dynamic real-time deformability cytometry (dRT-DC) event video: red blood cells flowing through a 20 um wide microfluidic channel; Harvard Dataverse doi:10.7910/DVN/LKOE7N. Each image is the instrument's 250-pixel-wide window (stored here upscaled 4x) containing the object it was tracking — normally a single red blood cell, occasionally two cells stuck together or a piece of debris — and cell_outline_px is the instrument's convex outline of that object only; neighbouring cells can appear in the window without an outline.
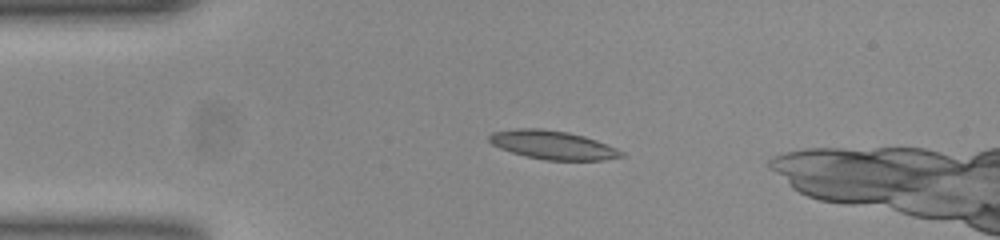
{"species": "common noctule bat (a hibernating species)", "species_latin": "Nyctalus noctula", "temperature_condition": "room temperature", "stored_images_in_passage": 38, "camera_frame_rate_fps": 3000, "um_per_image_px": 0.085, "animal": {"sex": "female", "body_mass_g": 23.0, "forearm_length_mm": 53.4}, "frame": {"image": 1, "passage_image": 1, "time_ms": 0.0, "image_size_px": [1000, 240], "cell_outline_px": [[628, 156], [604, 160], [544, 160], [524, 156], [500, 148], [492, 144], [488, 140], [488, 136], [492, 132], [516, 128], [540, 128], [568, 132], [584, 136], [596, 140], [616, 148], [624, 152]], "centroid_in_image_um": [46.99, 12.32], "position_along_channel_um": 38.0, "area_um2": 22.2}}
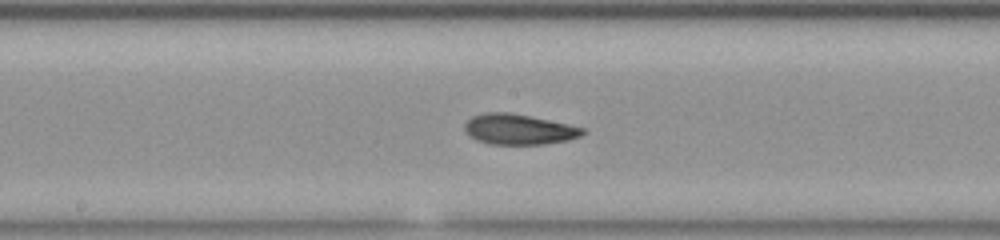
{"frame": {"image": 2, "passage_image": 16, "time_ms": 5.0, "image_size_px": [1000, 240], "cell_outline_px": [[588, 132], [580, 136], [568, 140], [544, 144], [492, 144], [476, 140], [464, 128], [464, 124], [472, 116], [484, 112], [512, 112], [568, 124], [584, 128]], "centroid_in_image_um": [44.12, 10.98], "position_along_channel_um": 204.1, "area_um2": 20.92}}
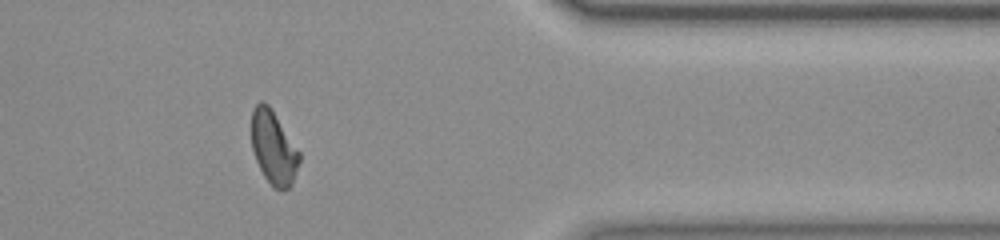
{"frame": {"image": 3, "passage_image": 32, "time_ms": 10.333, "image_size_px": [1000, 240], "cell_outline_px": [[300, 160], [292, 184], [288, 188], [280, 192], [264, 176], [256, 160], [252, 148], [252, 108], [260, 100], [264, 100], [268, 104], [300, 152]], "centroid_in_image_um": [23.25, 12.54], "position_along_channel_um": 388.2, "area_um2": 20.29}, "authors_computed_cell_mechanics": {"area_um2": 20.8658, "velocity_mm_per_s": 3.8742, "shape_relaxation_time_tau1_ms": 7.1384, "shape_relaxation_time_tau2_ms": 2.6367, "deformation_change_tau1": 0.2245, "deformation_change_tau2": 0.1041}}